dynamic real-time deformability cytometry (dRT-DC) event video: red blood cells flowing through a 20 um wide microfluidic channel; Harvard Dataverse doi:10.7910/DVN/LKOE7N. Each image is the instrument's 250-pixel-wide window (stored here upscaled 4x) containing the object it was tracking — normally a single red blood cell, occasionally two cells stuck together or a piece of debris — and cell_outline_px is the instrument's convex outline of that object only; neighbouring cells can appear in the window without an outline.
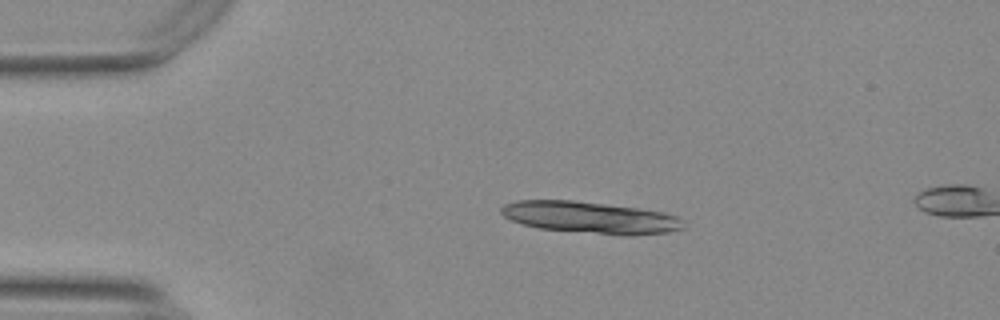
{"species": "Egyptian fruit bat (a non-hibernating species)", "species_latin": "Rousettus aegyptiacus", "temperature_condition": "warm", "stored_images_in_passage": 6, "camera_frame_rate_fps": 3000, "um_per_image_px": 0.085, "animal": {"sex": "female"}, "frame": {"image": 1, "passage_image": 1, "time_ms": 0.0, "image_size_px": [1000, 320], "cell_outline_px": [[684, 228], [668, 232], [628, 236], [540, 228], [524, 224], [512, 220], [504, 216], [500, 212], [500, 208], [504, 204], [516, 200], [572, 200], [636, 208], [664, 212], [676, 216], [680, 220]], "centroid_in_image_um": [50.15, 18.48], "position_along_channel_um": 34.8, "area_um2": 33.35}}